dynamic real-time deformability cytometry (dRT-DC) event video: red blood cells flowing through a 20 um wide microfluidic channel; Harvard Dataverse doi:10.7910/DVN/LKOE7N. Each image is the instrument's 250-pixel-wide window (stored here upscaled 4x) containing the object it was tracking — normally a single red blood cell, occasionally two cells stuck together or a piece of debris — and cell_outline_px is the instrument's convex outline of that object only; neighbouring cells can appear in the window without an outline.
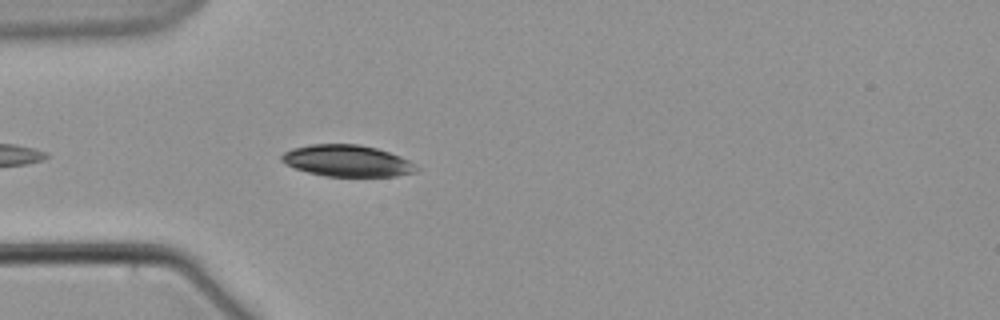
{"species": "common noctule bat (a hibernating species)", "species_latin": "Nyctalus noctula", "temperature_condition": "warm", "stored_images_in_passage": 3, "camera_frame_rate_fps": 3000, "um_per_image_px": 0.085, "animal": {"sex": "male", "body_mass_g": 21.5, "forearm_length_mm": 52.0}, "frame": {"image": 1, "passage_image": 3, "time_ms": 2.667, "image_size_px": [1000, 320], "cell_outline_px": [[420, 168], [416, 172], [396, 176], [324, 176], [308, 172], [296, 168], [280, 160], [280, 156], [284, 152], [292, 148], [312, 144], [360, 144], [376, 148], [400, 156], [416, 164]], "centroid_in_image_um": [29.53, 13.67], "position_along_channel_um": 55.5, "area_um2": 24.74}}